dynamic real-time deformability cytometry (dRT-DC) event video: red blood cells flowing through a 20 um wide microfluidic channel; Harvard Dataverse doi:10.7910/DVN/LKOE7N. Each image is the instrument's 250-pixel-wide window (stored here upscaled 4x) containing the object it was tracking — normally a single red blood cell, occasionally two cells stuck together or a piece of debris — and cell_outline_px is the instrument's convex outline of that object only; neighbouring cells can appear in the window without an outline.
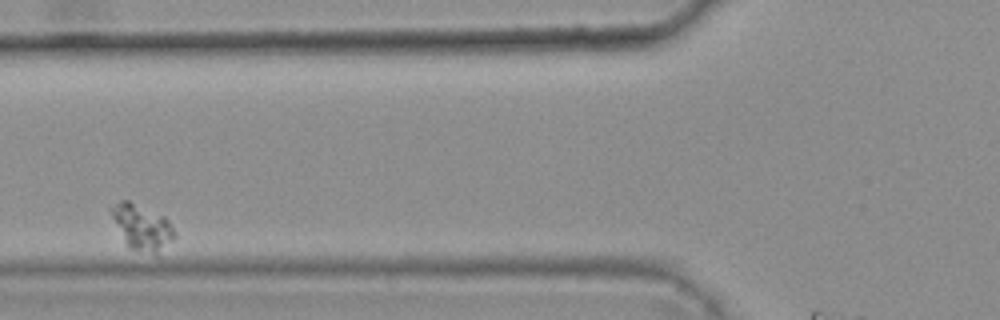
{"species": "common noctule bat (a hibernating species)", "species_latin": "Nyctalus noctula", "temperature_condition": "warm", "stored_images_in_passage": 4, "camera_frame_rate_fps": 3000, "um_per_image_px": 0.085, "animal": {"sex": "female", "body_mass_g": 25.1}, "frame": {"image": 1, "passage_image": 2, "time_ms": 0.333, "image_size_px": [1000, 320], "cell_outline_px": [[176, 236], [156, 256], [128, 248], [108, 208], [120, 200], [128, 200], [164, 216], [168, 220], [176, 232]], "centroid_in_image_um": [12.08, 19.33], "position_along_channel_um": 113.7, "area_um2": 16.76}}